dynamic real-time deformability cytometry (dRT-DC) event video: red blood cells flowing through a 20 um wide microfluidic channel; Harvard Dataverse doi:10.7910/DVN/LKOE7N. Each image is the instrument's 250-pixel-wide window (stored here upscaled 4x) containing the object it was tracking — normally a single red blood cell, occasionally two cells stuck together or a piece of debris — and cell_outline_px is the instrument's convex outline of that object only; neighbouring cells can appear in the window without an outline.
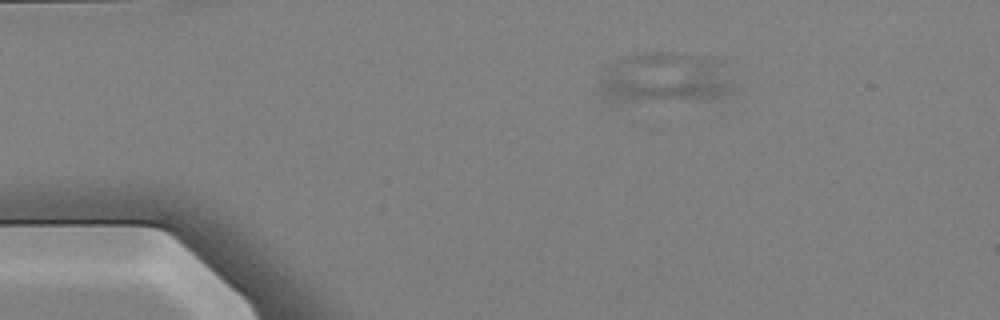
{"species": "Egyptian fruit bat (a non-hibernating species)", "species_latin": "Rousettus aegyptiacus", "temperature_condition": "warm", "stored_images_in_passage": 19, "camera_frame_rate_fps": 3000, "um_per_image_px": 0.085, "animal": {"sex": "female"}, "frame": {"image": 1, "passage_image": 11, "time_ms": 3.333, "image_size_px": [1000, 320], "cell_outline_px": [[732, 92], [728, 96], [632, 100], [612, 100], [604, 96], [600, 92], [600, 84], [620, 60], [628, 56], [644, 52], [668, 52], [704, 56], [712, 60], [732, 80]], "centroid_in_image_um": [56.56, 6.61], "position_along_channel_um": 28.4, "area_um2": 36.99}}